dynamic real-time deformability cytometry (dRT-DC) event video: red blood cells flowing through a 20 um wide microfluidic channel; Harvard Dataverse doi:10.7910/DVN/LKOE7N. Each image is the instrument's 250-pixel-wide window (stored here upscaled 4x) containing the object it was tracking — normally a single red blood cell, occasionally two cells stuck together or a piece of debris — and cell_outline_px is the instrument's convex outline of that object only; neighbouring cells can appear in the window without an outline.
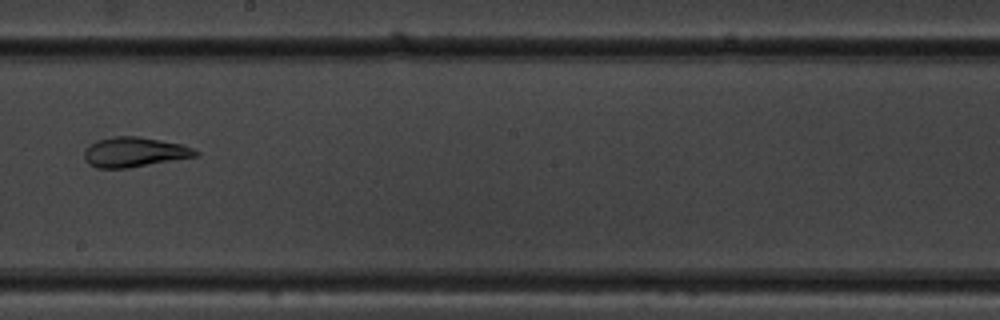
{"species": "common noctule bat (a hibernating species)", "species_latin": "Nyctalus noctula", "temperature_condition": "warm", "stored_images_in_passage": 10, "camera_frame_rate_fps": 3000, "um_per_image_px": 0.085, "animal": {"sex": "male", "body_mass_g": 19.5, "forearm_length_mm": 54.6}, "frame": {"image": 1, "passage_image": 10, "time_ms": 3.0, "image_size_px": [1000, 320], "cell_outline_px": [[200, 156], [128, 168], [96, 168], [88, 164], [84, 156], [84, 152], [96, 140], [116, 136], [140, 136], [180, 144], [192, 148], [200, 152]], "centroid_in_image_um": [11.45, 12.94], "position_along_channel_um": 236.7, "area_um2": 19.36}}